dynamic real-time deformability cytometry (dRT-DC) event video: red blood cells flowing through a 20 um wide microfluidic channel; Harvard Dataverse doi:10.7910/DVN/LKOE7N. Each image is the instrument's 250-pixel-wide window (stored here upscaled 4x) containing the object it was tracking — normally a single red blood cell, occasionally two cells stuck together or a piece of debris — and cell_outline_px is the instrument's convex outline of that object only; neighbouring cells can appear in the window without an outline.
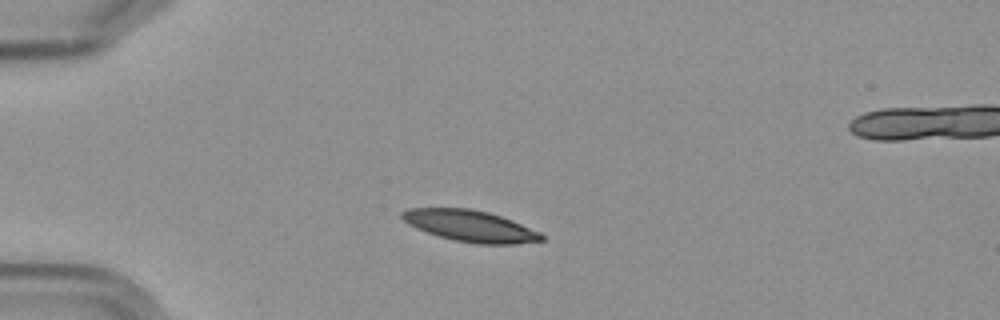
{"species": "Egyptian fruit bat (a non-hibernating species)", "species_latin": "Rousettus aegyptiacus", "temperature_condition": "cold", "stored_images_in_passage": 6, "camera_frame_rate_fps": 3000, "um_per_image_px": 0.085, "frame": {"image": 1, "passage_image": 4, "time_ms": 3.333, "image_size_px": [1000, 320], "cell_outline_px": [[544, 240], [516, 244], [476, 244], [456, 240], [440, 236], [416, 228], [408, 224], [400, 216], [400, 212], [408, 208], [468, 208], [488, 212], [512, 220], [540, 232], [544, 236]], "centroid_in_image_um": [39.97, 19.2], "position_along_channel_um": 45.0, "area_um2": 25.37}}